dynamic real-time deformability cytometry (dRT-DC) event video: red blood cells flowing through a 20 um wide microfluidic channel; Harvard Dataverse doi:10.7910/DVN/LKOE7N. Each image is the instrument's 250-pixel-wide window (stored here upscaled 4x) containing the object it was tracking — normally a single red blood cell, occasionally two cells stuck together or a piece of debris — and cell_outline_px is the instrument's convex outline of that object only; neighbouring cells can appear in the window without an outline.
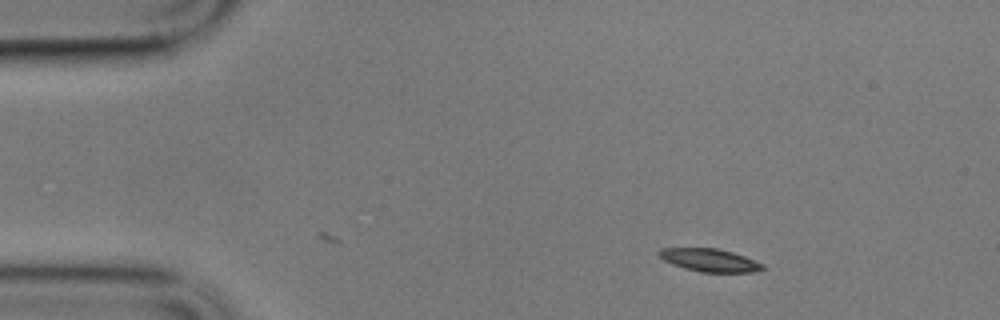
{"species": "common noctule bat (a hibernating species)", "species_latin": "Nyctalus noctula", "temperature_condition": "cold", "stored_images_in_passage": 43, "camera_frame_rate_fps": 3000, "um_per_image_px": 0.085, "animal": {"sex": "male", "body_mass_g": 17.9}, "frame": {"image": 1, "passage_image": 1, "time_ms": 0.0, "image_size_px": [1000, 320], "cell_outline_px": [[764, 268], [756, 272], [700, 272], [684, 268], [672, 264], [664, 260], [656, 252], [660, 248], [716, 248], [732, 252], [744, 256], [764, 264]], "centroid_in_image_um": [60.31, 22.11], "position_along_channel_um": 24.7, "area_um2": 13.81}}
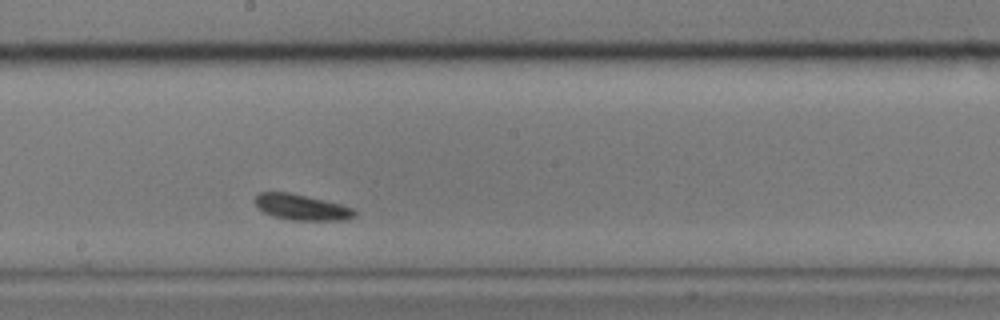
{"frame": {"image": 2, "passage_image": 26, "time_ms": 8.333, "image_size_px": [1000, 320], "cell_outline_px": [[356, 216], [344, 220], [292, 220], [272, 216], [256, 208], [252, 200], [260, 192], [288, 192], [324, 200], [356, 208]], "centroid_in_image_um": [25.61, 17.61], "position_along_channel_um": 222.6, "area_um2": 15.14}}
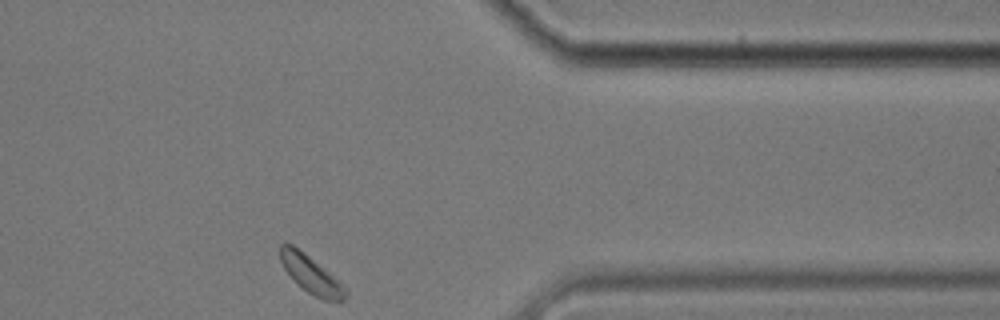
{"frame": {"image": 3, "passage_image": 43, "time_ms": 14.0, "image_size_px": [1000, 320], "cell_outline_px": [[348, 296], [344, 300], [324, 300], [308, 292], [296, 284], [292, 280], [284, 268], [280, 260], [280, 244], [292, 244], [304, 252], [348, 288]], "centroid_in_image_um": [26.44, 23.34], "position_along_channel_um": 385.0, "area_um2": 14.28}, "authors_computed_cell_mechanics": {"area_um2": 14.5656, "velocity_mm_per_s": 3.1617, "shape_relaxation_time_tau1_ms": 0.9911, "shape_relaxation_time_tau2_ms": null, "deformation_change_tau1": 0.0736, "deformation_change_tau2": null}}